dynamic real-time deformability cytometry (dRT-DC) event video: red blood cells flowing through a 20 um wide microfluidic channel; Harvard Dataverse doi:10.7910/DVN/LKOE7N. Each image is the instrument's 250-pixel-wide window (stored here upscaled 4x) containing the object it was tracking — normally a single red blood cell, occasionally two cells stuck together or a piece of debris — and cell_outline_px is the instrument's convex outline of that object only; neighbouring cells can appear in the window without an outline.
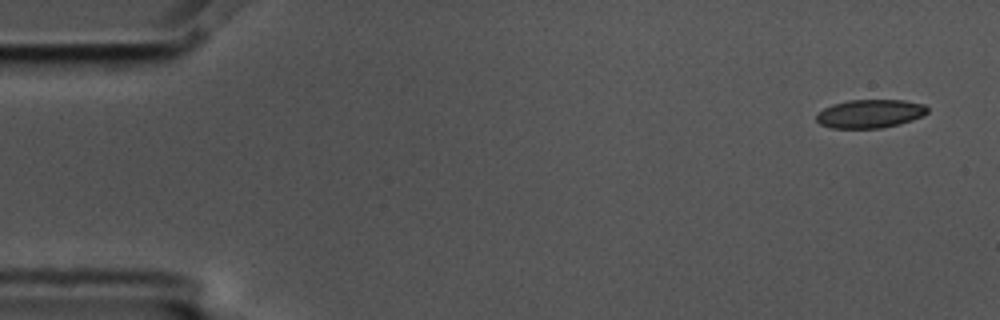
{"species": "common noctule bat (a hibernating species)", "species_latin": "Nyctalus noctula", "temperature_condition": "cold", "stored_images_in_passage": 6, "camera_frame_rate_fps": 3000, "um_per_image_px": 0.085, "animal": {"sex": "male", "body_mass_g": 17.5, "forearm_length_mm": 52.3}, "frame": {"image": 1, "passage_image": 1, "time_ms": 0.0, "image_size_px": [1000, 320], "cell_outline_px": [[928, 112], [924, 116], [900, 124], [880, 128], [832, 128], [820, 124], [816, 120], [816, 116], [824, 108], [832, 104], [848, 100], [904, 100], [924, 104], [928, 108]], "centroid_in_image_um": [73.98, 9.66], "position_along_channel_um": 11.0, "area_um2": 18.5}}
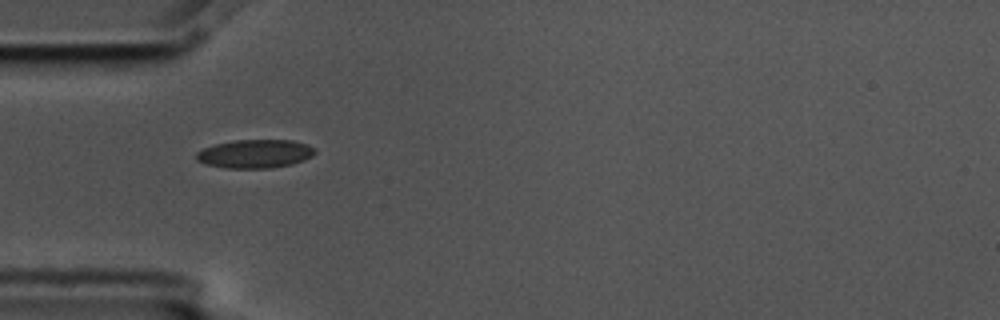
{"frame": {"image": 2, "passage_image": 5, "time_ms": 1.333, "image_size_px": [1000, 320], "cell_outline_px": [[316, 152], [312, 156], [304, 160], [292, 164], [272, 168], [228, 168], [208, 164], [196, 160], [196, 152], [204, 148], [216, 144], [236, 140], [292, 140], [308, 144], [316, 148]], "centroid_in_image_um": [21.73, 13.07], "position_along_channel_um": 63.3, "area_um2": 19.71}}